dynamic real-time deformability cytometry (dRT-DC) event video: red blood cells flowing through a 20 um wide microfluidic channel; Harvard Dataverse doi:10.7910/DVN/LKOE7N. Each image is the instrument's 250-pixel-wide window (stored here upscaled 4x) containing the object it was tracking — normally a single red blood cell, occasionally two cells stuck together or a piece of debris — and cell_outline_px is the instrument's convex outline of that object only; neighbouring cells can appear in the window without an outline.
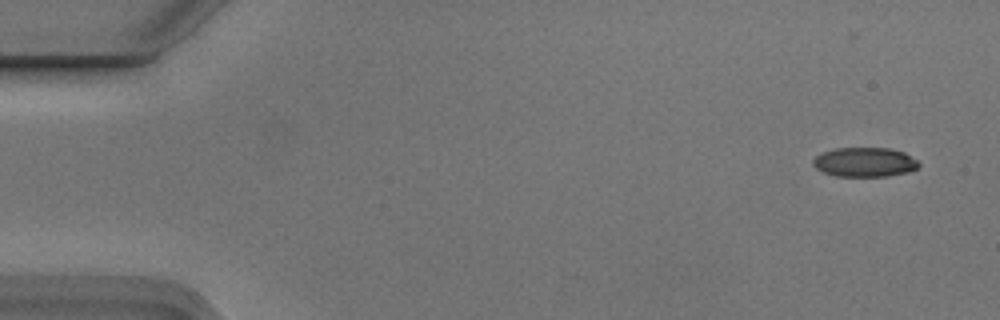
{"species": "Egyptian fruit bat (a non-hibernating species)", "species_latin": "Rousettus aegyptiacus", "temperature_condition": "cold", "stored_images_in_passage": 7, "camera_frame_rate_fps": 3000, "um_per_image_px": 0.085, "animal": {"sex": "male"}, "frame": {"image": 1, "passage_image": 1, "time_ms": 0.0, "image_size_px": [1000, 320], "cell_outline_px": [[920, 164], [916, 168], [908, 172], [888, 176], [836, 176], [824, 172], [816, 168], [812, 164], [812, 160], [816, 156], [824, 152], [836, 148], [888, 148], [904, 152], [916, 160]], "centroid_in_image_um": [73.49, 13.78], "position_along_channel_um": 11.5, "area_um2": 17.98}}
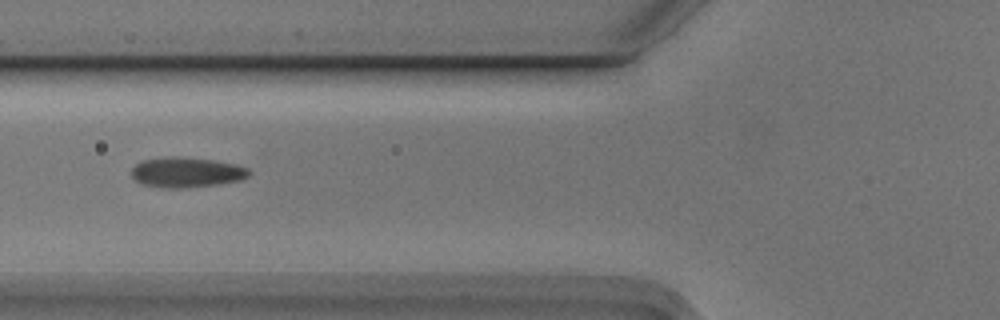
{"frame": {"image": 2, "passage_image": 6, "time_ms": 1.667, "image_size_px": [1000, 320], "cell_outline_px": [[252, 172], [248, 176], [240, 180], [220, 184], [188, 188], [168, 188], [144, 184], [136, 180], [132, 176], [132, 168], [136, 164], [144, 160], [172, 156], [212, 160], [236, 164], [248, 168]], "centroid_in_image_um": [15.9, 14.65], "position_along_channel_um": 109.9, "area_um2": 20.52}}
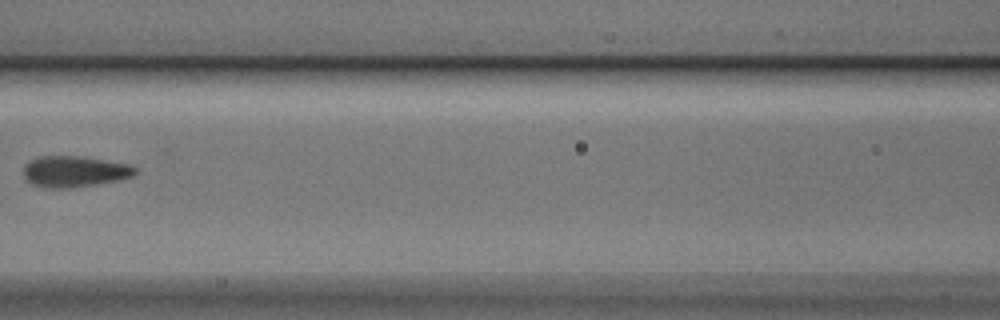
{"frame": {"image": 3, "passage_image": 7, "time_ms": 2.0, "image_size_px": [1000, 320], "cell_outline_px": [[136, 172], [132, 176], [120, 180], [72, 188], [44, 188], [32, 184], [24, 180], [24, 168], [32, 160], [40, 156], [76, 156], [128, 164], [136, 168]], "centroid_in_image_um": [6.31, 14.6], "position_along_channel_um": 160.3, "area_um2": 20.06}}